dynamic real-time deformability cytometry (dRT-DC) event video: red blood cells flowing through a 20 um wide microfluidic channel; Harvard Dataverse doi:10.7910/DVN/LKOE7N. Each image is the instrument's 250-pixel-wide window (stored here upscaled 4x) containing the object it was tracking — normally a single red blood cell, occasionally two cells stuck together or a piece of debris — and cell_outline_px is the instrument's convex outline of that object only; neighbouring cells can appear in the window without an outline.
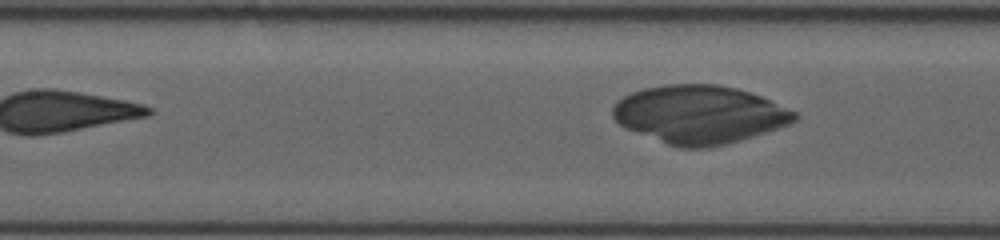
{"species": "human", "species_latin": "Homo sapiens", "temperature_condition": "room temperature", "stored_images_in_passage": 7, "segment_of_instrument_passage": [2, 2], "camera_frame_rate_fps": 3000, "um_per_image_px": 0.085, "donor": {"sex": "female"}, "frame": {"image": 1, "passage_image": 7, "time_ms": 4.0, "image_size_px": [1000, 240], "cell_outline_px": [[800, 116], [796, 120], [788, 124], [728, 144], [712, 148], [680, 148], [668, 144], [624, 128], [612, 116], [612, 108], [624, 96], [632, 92], [644, 88], [664, 84], [720, 84], [736, 88], [760, 96], [796, 112]], "centroid_in_image_um": [59.43, 9.73], "position_along_channel_um": 148.0, "area_um2": 61.38}}